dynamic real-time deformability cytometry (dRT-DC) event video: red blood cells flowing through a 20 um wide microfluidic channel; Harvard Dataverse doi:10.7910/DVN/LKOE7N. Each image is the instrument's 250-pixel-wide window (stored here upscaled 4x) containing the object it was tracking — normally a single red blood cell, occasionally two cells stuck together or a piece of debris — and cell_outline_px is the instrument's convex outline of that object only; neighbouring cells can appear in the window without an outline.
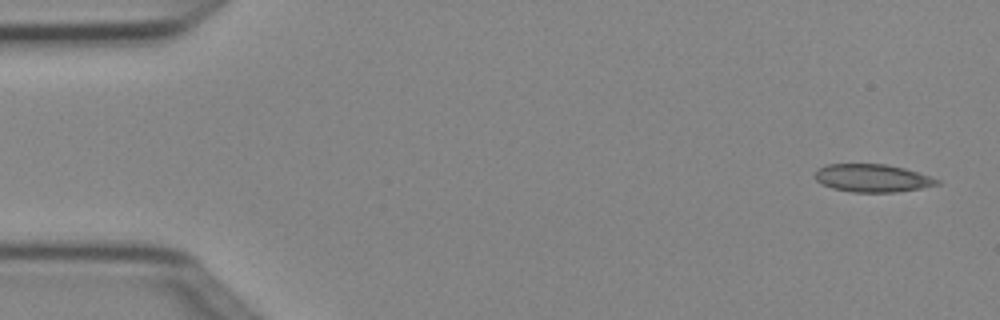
{"species": "Egyptian fruit bat (a non-hibernating species)", "species_latin": "Rousettus aegyptiacus", "temperature_condition": "cold", "stored_images_in_passage": 5, "camera_frame_rate_fps": 3000, "um_per_image_px": 0.085, "animal": {"sex": "female"}, "frame": {"image": 1, "passage_image": 1, "time_ms": 0.0, "image_size_px": [1000, 320], "cell_outline_px": [[940, 184], [920, 188], [896, 192], [852, 192], [832, 188], [820, 184], [812, 176], [816, 168], [828, 164], [884, 164], [904, 168], [940, 180]], "centroid_in_image_um": [74.07, 15.14], "position_along_channel_um": 10.9, "area_um2": 19.88}}
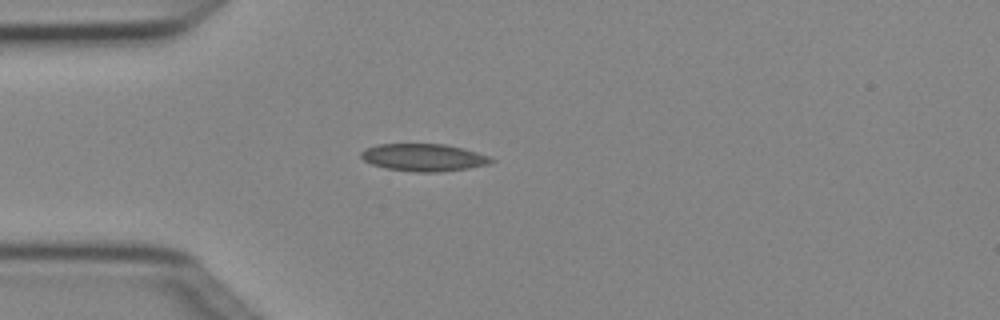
{"frame": {"image": 2, "passage_image": 4, "time_ms": 1.0, "image_size_px": [1000, 320], "cell_outline_px": [[496, 160], [488, 164], [468, 168], [440, 172], [416, 172], [388, 168], [372, 164], [364, 160], [360, 156], [360, 152], [364, 148], [376, 144], [444, 144], [492, 156]], "centroid_in_image_um": [36.01, 13.38], "position_along_channel_um": 49.0, "area_um2": 20.75}}